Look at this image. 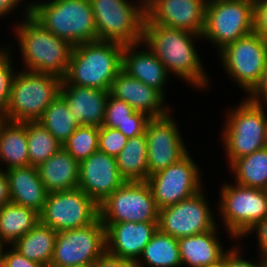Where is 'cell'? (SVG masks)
Segmentation results:
<instances>
[{"label":"cell","mask_w":267,"mask_h":267,"mask_svg":"<svg viewBox=\"0 0 267 267\" xmlns=\"http://www.w3.org/2000/svg\"><path fill=\"white\" fill-rule=\"evenodd\" d=\"M0 267H7L4 259H0Z\"/></svg>","instance_id":"51"},{"label":"cell","mask_w":267,"mask_h":267,"mask_svg":"<svg viewBox=\"0 0 267 267\" xmlns=\"http://www.w3.org/2000/svg\"><path fill=\"white\" fill-rule=\"evenodd\" d=\"M12 50V49H9V48H1L0 47V66L11 56V55H13V54H11V52L10 51Z\"/></svg>","instance_id":"46"},{"label":"cell","mask_w":267,"mask_h":267,"mask_svg":"<svg viewBox=\"0 0 267 267\" xmlns=\"http://www.w3.org/2000/svg\"><path fill=\"white\" fill-rule=\"evenodd\" d=\"M159 209L147 181H126L99 204L103 225L120 222H158Z\"/></svg>","instance_id":"10"},{"label":"cell","mask_w":267,"mask_h":267,"mask_svg":"<svg viewBox=\"0 0 267 267\" xmlns=\"http://www.w3.org/2000/svg\"><path fill=\"white\" fill-rule=\"evenodd\" d=\"M13 56H10L1 66H0V105L6 110L11 93V86L16 74L13 67Z\"/></svg>","instance_id":"37"},{"label":"cell","mask_w":267,"mask_h":267,"mask_svg":"<svg viewBox=\"0 0 267 267\" xmlns=\"http://www.w3.org/2000/svg\"><path fill=\"white\" fill-rule=\"evenodd\" d=\"M227 75L248 94L259 82L267 59V39L252 32L218 53Z\"/></svg>","instance_id":"11"},{"label":"cell","mask_w":267,"mask_h":267,"mask_svg":"<svg viewBox=\"0 0 267 267\" xmlns=\"http://www.w3.org/2000/svg\"><path fill=\"white\" fill-rule=\"evenodd\" d=\"M125 182L119 173L115 157L99 150L79 163L78 188L98 205Z\"/></svg>","instance_id":"18"},{"label":"cell","mask_w":267,"mask_h":267,"mask_svg":"<svg viewBox=\"0 0 267 267\" xmlns=\"http://www.w3.org/2000/svg\"><path fill=\"white\" fill-rule=\"evenodd\" d=\"M241 246H235L224 254V267H266V261L264 258L259 257L257 263L244 259Z\"/></svg>","instance_id":"38"},{"label":"cell","mask_w":267,"mask_h":267,"mask_svg":"<svg viewBox=\"0 0 267 267\" xmlns=\"http://www.w3.org/2000/svg\"><path fill=\"white\" fill-rule=\"evenodd\" d=\"M256 234L258 244V257L267 258V217L254 225L243 237H247L248 234Z\"/></svg>","instance_id":"42"},{"label":"cell","mask_w":267,"mask_h":267,"mask_svg":"<svg viewBox=\"0 0 267 267\" xmlns=\"http://www.w3.org/2000/svg\"><path fill=\"white\" fill-rule=\"evenodd\" d=\"M205 267H224V255H223L221 261H219L217 264L208 265V266H205Z\"/></svg>","instance_id":"48"},{"label":"cell","mask_w":267,"mask_h":267,"mask_svg":"<svg viewBox=\"0 0 267 267\" xmlns=\"http://www.w3.org/2000/svg\"><path fill=\"white\" fill-rule=\"evenodd\" d=\"M247 99L261 105H267V59L259 82L247 94Z\"/></svg>","instance_id":"41"},{"label":"cell","mask_w":267,"mask_h":267,"mask_svg":"<svg viewBox=\"0 0 267 267\" xmlns=\"http://www.w3.org/2000/svg\"><path fill=\"white\" fill-rule=\"evenodd\" d=\"M37 171L48 192L78 188L79 162L63 146L38 165Z\"/></svg>","instance_id":"25"},{"label":"cell","mask_w":267,"mask_h":267,"mask_svg":"<svg viewBox=\"0 0 267 267\" xmlns=\"http://www.w3.org/2000/svg\"><path fill=\"white\" fill-rule=\"evenodd\" d=\"M0 162L6 166L3 170L29 166L26 122L0 123Z\"/></svg>","instance_id":"26"},{"label":"cell","mask_w":267,"mask_h":267,"mask_svg":"<svg viewBox=\"0 0 267 267\" xmlns=\"http://www.w3.org/2000/svg\"><path fill=\"white\" fill-rule=\"evenodd\" d=\"M203 192L159 209L158 229L177 239L215 229L219 222Z\"/></svg>","instance_id":"14"},{"label":"cell","mask_w":267,"mask_h":267,"mask_svg":"<svg viewBox=\"0 0 267 267\" xmlns=\"http://www.w3.org/2000/svg\"><path fill=\"white\" fill-rule=\"evenodd\" d=\"M7 243L2 239V237L0 236V259H2L3 258V256H4V252H5V250H6V248H7V246H9V245H6ZM5 246H6V248H5ZM5 248V249H4Z\"/></svg>","instance_id":"47"},{"label":"cell","mask_w":267,"mask_h":267,"mask_svg":"<svg viewBox=\"0 0 267 267\" xmlns=\"http://www.w3.org/2000/svg\"><path fill=\"white\" fill-rule=\"evenodd\" d=\"M235 184V185H234ZM225 183L220 189L218 211L222 227L232 239L242 238L258 222L267 217V190Z\"/></svg>","instance_id":"8"},{"label":"cell","mask_w":267,"mask_h":267,"mask_svg":"<svg viewBox=\"0 0 267 267\" xmlns=\"http://www.w3.org/2000/svg\"><path fill=\"white\" fill-rule=\"evenodd\" d=\"M106 251V231L100 218L88 226L57 232L50 264L91 267Z\"/></svg>","instance_id":"13"},{"label":"cell","mask_w":267,"mask_h":267,"mask_svg":"<svg viewBox=\"0 0 267 267\" xmlns=\"http://www.w3.org/2000/svg\"><path fill=\"white\" fill-rule=\"evenodd\" d=\"M8 248H10L8 250ZM4 252L3 259L7 267H43L39 263L27 259L12 245H10Z\"/></svg>","instance_id":"40"},{"label":"cell","mask_w":267,"mask_h":267,"mask_svg":"<svg viewBox=\"0 0 267 267\" xmlns=\"http://www.w3.org/2000/svg\"><path fill=\"white\" fill-rule=\"evenodd\" d=\"M56 235L55 230L39 222L12 246L27 259L46 267L53 257Z\"/></svg>","instance_id":"29"},{"label":"cell","mask_w":267,"mask_h":267,"mask_svg":"<svg viewBox=\"0 0 267 267\" xmlns=\"http://www.w3.org/2000/svg\"><path fill=\"white\" fill-rule=\"evenodd\" d=\"M60 94L67 101L72 120L79 126L103 125L109 91L61 84Z\"/></svg>","instance_id":"21"},{"label":"cell","mask_w":267,"mask_h":267,"mask_svg":"<svg viewBox=\"0 0 267 267\" xmlns=\"http://www.w3.org/2000/svg\"><path fill=\"white\" fill-rule=\"evenodd\" d=\"M143 45L145 47L140 49ZM122 70L131 77L137 78L144 84L159 90L166 96L164 88L165 85L167 87V80L170 75L167 73L164 64L142 41L124 45Z\"/></svg>","instance_id":"22"},{"label":"cell","mask_w":267,"mask_h":267,"mask_svg":"<svg viewBox=\"0 0 267 267\" xmlns=\"http://www.w3.org/2000/svg\"><path fill=\"white\" fill-rule=\"evenodd\" d=\"M23 21L14 28L16 41L24 69L37 73L51 74L64 79L73 46L47 30L31 15V2H26ZM26 67V68H25Z\"/></svg>","instance_id":"2"},{"label":"cell","mask_w":267,"mask_h":267,"mask_svg":"<svg viewBox=\"0 0 267 267\" xmlns=\"http://www.w3.org/2000/svg\"><path fill=\"white\" fill-rule=\"evenodd\" d=\"M115 159L119 173L126 181H147L149 171L145 134L129 138Z\"/></svg>","instance_id":"31"},{"label":"cell","mask_w":267,"mask_h":267,"mask_svg":"<svg viewBox=\"0 0 267 267\" xmlns=\"http://www.w3.org/2000/svg\"><path fill=\"white\" fill-rule=\"evenodd\" d=\"M23 0H0V18L13 14Z\"/></svg>","instance_id":"45"},{"label":"cell","mask_w":267,"mask_h":267,"mask_svg":"<svg viewBox=\"0 0 267 267\" xmlns=\"http://www.w3.org/2000/svg\"><path fill=\"white\" fill-rule=\"evenodd\" d=\"M265 107L267 105L256 104L245 97L236 107L227 110L221 141L229 166L236 159L266 147Z\"/></svg>","instance_id":"5"},{"label":"cell","mask_w":267,"mask_h":267,"mask_svg":"<svg viewBox=\"0 0 267 267\" xmlns=\"http://www.w3.org/2000/svg\"><path fill=\"white\" fill-rule=\"evenodd\" d=\"M46 267H71V266H66V265H55V264H49Z\"/></svg>","instance_id":"50"},{"label":"cell","mask_w":267,"mask_h":267,"mask_svg":"<svg viewBox=\"0 0 267 267\" xmlns=\"http://www.w3.org/2000/svg\"><path fill=\"white\" fill-rule=\"evenodd\" d=\"M63 145L79 126L72 120L67 101L59 94L38 120Z\"/></svg>","instance_id":"33"},{"label":"cell","mask_w":267,"mask_h":267,"mask_svg":"<svg viewBox=\"0 0 267 267\" xmlns=\"http://www.w3.org/2000/svg\"><path fill=\"white\" fill-rule=\"evenodd\" d=\"M106 251L119 258L136 263L153 234L158 222H120L104 225Z\"/></svg>","instance_id":"20"},{"label":"cell","mask_w":267,"mask_h":267,"mask_svg":"<svg viewBox=\"0 0 267 267\" xmlns=\"http://www.w3.org/2000/svg\"><path fill=\"white\" fill-rule=\"evenodd\" d=\"M171 114L151 118L147 123L145 137L149 175L178 162L189 152Z\"/></svg>","instance_id":"16"},{"label":"cell","mask_w":267,"mask_h":267,"mask_svg":"<svg viewBox=\"0 0 267 267\" xmlns=\"http://www.w3.org/2000/svg\"><path fill=\"white\" fill-rule=\"evenodd\" d=\"M135 264L137 267H182L178 239L157 229Z\"/></svg>","instance_id":"30"},{"label":"cell","mask_w":267,"mask_h":267,"mask_svg":"<svg viewBox=\"0 0 267 267\" xmlns=\"http://www.w3.org/2000/svg\"><path fill=\"white\" fill-rule=\"evenodd\" d=\"M124 45L96 40L73 47L69 67L61 84L110 90L122 70Z\"/></svg>","instance_id":"3"},{"label":"cell","mask_w":267,"mask_h":267,"mask_svg":"<svg viewBox=\"0 0 267 267\" xmlns=\"http://www.w3.org/2000/svg\"><path fill=\"white\" fill-rule=\"evenodd\" d=\"M266 147H267V131H266Z\"/></svg>","instance_id":"52"},{"label":"cell","mask_w":267,"mask_h":267,"mask_svg":"<svg viewBox=\"0 0 267 267\" xmlns=\"http://www.w3.org/2000/svg\"><path fill=\"white\" fill-rule=\"evenodd\" d=\"M150 119L151 117L145 113L135 111L125 101L116 99L109 94L102 126L117 129L129 139L144 135Z\"/></svg>","instance_id":"27"},{"label":"cell","mask_w":267,"mask_h":267,"mask_svg":"<svg viewBox=\"0 0 267 267\" xmlns=\"http://www.w3.org/2000/svg\"><path fill=\"white\" fill-rule=\"evenodd\" d=\"M91 267H137L132 261L119 258L105 251Z\"/></svg>","instance_id":"43"},{"label":"cell","mask_w":267,"mask_h":267,"mask_svg":"<svg viewBox=\"0 0 267 267\" xmlns=\"http://www.w3.org/2000/svg\"><path fill=\"white\" fill-rule=\"evenodd\" d=\"M39 222L40 215L34 209L11 201L0 207V236L7 245L14 244Z\"/></svg>","instance_id":"28"},{"label":"cell","mask_w":267,"mask_h":267,"mask_svg":"<svg viewBox=\"0 0 267 267\" xmlns=\"http://www.w3.org/2000/svg\"><path fill=\"white\" fill-rule=\"evenodd\" d=\"M196 163L188 152L178 162L148 176L147 183L158 209L190 198L204 188Z\"/></svg>","instance_id":"15"},{"label":"cell","mask_w":267,"mask_h":267,"mask_svg":"<svg viewBox=\"0 0 267 267\" xmlns=\"http://www.w3.org/2000/svg\"><path fill=\"white\" fill-rule=\"evenodd\" d=\"M29 165L38 166L62 146L56 138L38 121L26 122Z\"/></svg>","instance_id":"34"},{"label":"cell","mask_w":267,"mask_h":267,"mask_svg":"<svg viewBox=\"0 0 267 267\" xmlns=\"http://www.w3.org/2000/svg\"><path fill=\"white\" fill-rule=\"evenodd\" d=\"M219 225L208 232L178 239L182 266L205 267L217 264L228 251L218 239Z\"/></svg>","instance_id":"24"},{"label":"cell","mask_w":267,"mask_h":267,"mask_svg":"<svg viewBox=\"0 0 267 267\" xmlns=\"http://www.w3.org/2000/svg\"><path fill=\"white\" fill-rule=\"evenodd\" d=\"M4 171L8 178L10 201L40 213L48 191L39 177L37 167H12Z\"/></svg>","instance_id":"23"},{"label":"cell","mask_w":267,"mask_h":267,"mask_svg":"<svg viewBox=\"0 0 267 267\" xmlns=\"http://www.w3.org/2000/svg\"><path fill=\"white\" fill-rule=\"evenodd\" d=\"M10 202L8 178L0 166V207Z\"/></svg>","instance_id":"44"},{"label":"cell","mask_w":267,"mask_h":267,"mask_svg":"<svg viewBox=\"0 0 267 267\" xmlns=\"http://www.w3.org/2000/svg\"><path fill=\"white\" fill-rule=\"evenodd\" d=\"M237 184L267 189V147L236 159L230 166Z\"/></svg>","instance_id":"32"},{"label":"cell","mask_w":267,"mask_h":267,"mask_svg":"<svg viewBox=\"0 0 267 267\" xmlns=\"http://www.w3.org/2000/svg\"><path fill=\"white\" fill-rule=\"evenodd\" d=\"M0 119L5 120V109L0 105Z\"/></svg>","instance_id":"49"},{"label":"cell","mask_w":267,"mask_h":267,"mask_svg":"<svg viewBox=\"0 0 267 267\" xmlns=\"http://www.w3.org/2000/svg\"><path fill=\"white\" fill-rule=\"evenodd\" d=\"M40 223L56 232L90 225L99 218V205L80 188L48 192Z\"/></svg>","instance_id":"12"},{"label":"cell","mask_w":267,"mask_h":267,"mask_svg":"<svg viewBox=\"0 0 267 267\" xmlns=\"http://www.w3.org/2000/svg\"><path fill=\"white\" fill-rule=\"evenodd\" d=\"M133 2L90 0L97 28V40L112 41L122 45L142 41L146 17L145 0Z\"/></svg>","instance_id":"7"},{"label":"cell","mask_w":267,"mask_h":267,"mask_svg":"<svg viewBox=\"0 0 267 267\" xmlns=\"http://www.w3.org/2000/svg\"><path fill=\"white\" fill-rule=\"evenodd\" d=\"M99 128L78 126L62 145L79 163L98 151Z\"/></svg>","instance_id":"35"},{"label":"cell","mask_w":267,"mask_h":267,"mask_svg":"<svg viewBox=\"0 0 267 267\" xmlns=\"http://www.w3.org/2000/svg\"><path fill=\"white\" fill-rule=\"evenodd\" d=\"M253 32L267 39V0H253Z\"/></svg>","instance_id":"39"},{"label":"cell","mask_w":267,"mask_h":267,"mask_svg":"<svg viewBox=\"0 0 267 267\" xmlns=\"http://www.w3.org/2000/svg\"><path fill=\"white\" fill-rule=\"evenodd\" d=\"M109 94L151 118L163 117L171 111L164 103L166 97L159 90L131 77L123 70L112 81Z\"/></svg>","instance_id":"19"},{"label":"cell","mask_w":267,"mask_h":267,"mask_svg":"<svg viewBox=\"0 0 267 267\" xmlns=\"http://www.w3.org/2000/svg\"><path fill=\"white\" fill-rule=\"evenodd\" d=\"M5 120L38 121L50 103L60 94L61 78L44 73L16 70Z\"/></svg>","instance_id":"6"},{"label":"cell","mask_w":267,"mask_h":267,"mask_svg":"<svg viewBox=\"0 0 267 267\" xmlns=\"http://www.w3.org/2000/svg\"><path fill=\"white\" fill-rule=\"evenodd\" d=\"M207 0H145L146 18L155 24L202 35Z\"/></svg>","instance_id":"17"},{"label":"cell","mask_w":267,"mask_h":267,"mask_svg":"<svg viewBox=\"0 0 267 267\" xmlns=\"http://www.w3.org/2000/svg\"><path fill=\"white\" fill-rule=\"evenodd\" d=\"M202 35L181 29L169 28L150 22L146 17L143 24L142 42L164 64L171 73L193 88L207 89L209 78L196 49V40Z\"/></svg>","instance_id":"1"},{"label":"cell","mask_w":267,"mask_h":267,"mask_svg":"<svg viewBox=\"0 0 267 267\" xmlns=\"http://www.w3.org/2000/svg\"><path fill=\"white\" fill-rule=\"evenodd\" d=\"M128 138L119 130L101 126L98 135V150L116 157L124 148Z\"/></svg>","instance_id":"36"},{"label":"cell","mask_w":267,"mask_h":267,"mask_svg":"<svg viewBox=\"0 0 267 267\" xmlns=\"http://www.w3.org/2000/svg\"><path fill=\"white\" fill-rule=\"evenodd\" d=\"M252 32L253 0H207L202 38L218 51Z\"/></svg>","instance_id":"9"},{"label":"cell","mask_w":267,"mask_h":267,"mask_svg":"<svg viewBox=\"0 0 267 267\" xmlns=\"http://www.w3.org/2000/svg\"><path fill=\"white\" fill-rule=\"evenodd\" d=\"M31 1V15L47 30L73 47L97 40L90 0Z\"/></svg>","instance_id":"4"}]
</instances>
